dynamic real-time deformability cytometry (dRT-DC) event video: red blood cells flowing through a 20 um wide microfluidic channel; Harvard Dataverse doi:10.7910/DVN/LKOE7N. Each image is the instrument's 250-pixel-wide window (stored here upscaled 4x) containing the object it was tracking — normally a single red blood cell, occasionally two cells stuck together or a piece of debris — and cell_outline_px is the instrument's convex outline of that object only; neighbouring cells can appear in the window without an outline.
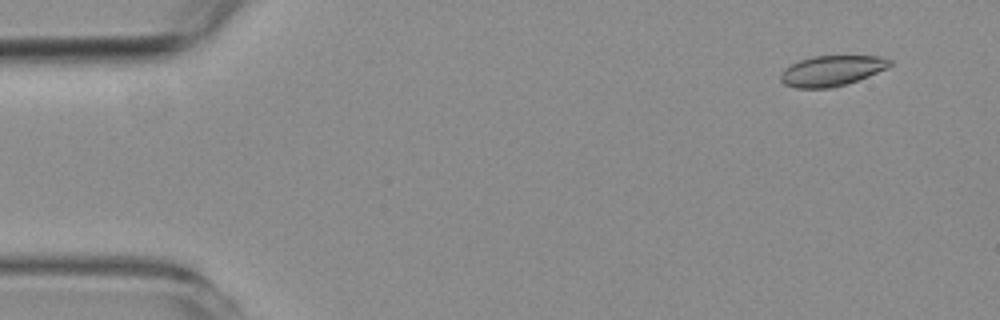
{"species": "common noctule bat (a hibernating species)", "species_latin": "Nyctalus noctula", "temperature_condition": "room temperature", "stored_images_in_passage": 13, "camera_frame_rate_fps": 3000, "um_per_image_px": 0.085, "animal": {"sex": "female", "body_mass_g": 19.3, "forearm_length_mm": 54.1}, "frame": {"image": 1, "passage_image": 4, "time_ms": 1.0, "image_size_px": [1000, 320], "cell_outline_px": [[892, 64], [888, 68], [868, 76], [832, 88], [796, 88], [784, 84], [780, 80], [780, 76], [784, 68], [800, 60], [812, 56], [880, 56], [892, 60]], "centroid_in_image_um": [70.69, 6.01], "position_along_channel_um": 14.3, "area_um2": 19.31}}